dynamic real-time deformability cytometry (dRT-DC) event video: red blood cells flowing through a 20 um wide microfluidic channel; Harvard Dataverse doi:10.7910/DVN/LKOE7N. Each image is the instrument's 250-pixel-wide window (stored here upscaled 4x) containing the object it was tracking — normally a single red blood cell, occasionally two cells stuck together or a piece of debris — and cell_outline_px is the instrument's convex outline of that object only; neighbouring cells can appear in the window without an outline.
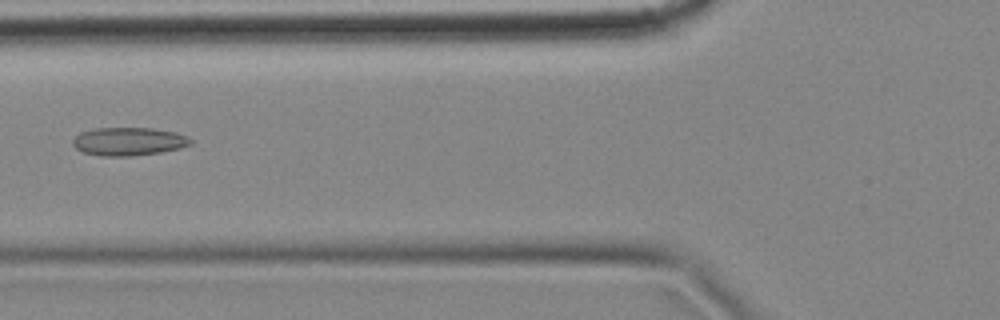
{"species": "common noctule bat (a hibernating species)", "species_latin": "Nyctalus noctula", "temperature_condition": "cold", "stored_images_in_passage": 3, "camera_frame_rate_fps": 3000, "um_per_image_px": 0.085, "animal": {"sex": "female", "body_mass_g": 18.4}, "frame": {"image": 1, "passage_image": 3, "time_ms": 0.667, "image_size_px": [1000, 320], "cell_outline_px": [[192, 144], [180, 148], [160, 152], [128, 156], [100, 156], [84, 152], [76, 148], [72, 144], [72, 140], [80, 132], [96, 128], [152, 128], [176, 132], [192, 140]], "centroid_in_image_um": [10.92, 12.02], "position_along_channel_um": 114.9, "area_um2": 19.25}}